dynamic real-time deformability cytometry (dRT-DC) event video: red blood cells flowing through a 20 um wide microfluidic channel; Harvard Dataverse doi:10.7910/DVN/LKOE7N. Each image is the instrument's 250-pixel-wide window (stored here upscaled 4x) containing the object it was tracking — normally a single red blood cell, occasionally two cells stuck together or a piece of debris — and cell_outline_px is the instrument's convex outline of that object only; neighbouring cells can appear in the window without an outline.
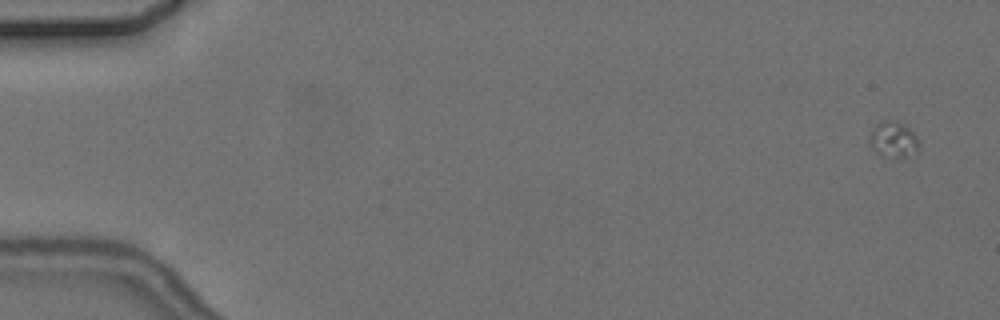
{"species": "common noctule bat (a hibernating species)", "species_latin": "Nyctalus noctula", "temperature_condition": "cold", "stored_images_in_passage": 4, "camera_frame_rate_fps": 3000, "um_per_image_px": 0.085, "animal": {"sex": "female", "body_mass_g": 24.6, "forearm_length_mm": 56.2}, "frame": {"image": 1, "passage_image": 1, "time_ms": 0.0, "image_size_px": [1000, 320], "cell_outline_px": [[916, 156], [880, 156], [868, 144], [868, 140], [872, 128], [876, 124], [884, 120], [896, 120], [908, 128], [916, 136]], "centroid_in_image_um": [75.87, 11.85], "position_along_channel_um": 9.1, "area_um2": 10.23}}